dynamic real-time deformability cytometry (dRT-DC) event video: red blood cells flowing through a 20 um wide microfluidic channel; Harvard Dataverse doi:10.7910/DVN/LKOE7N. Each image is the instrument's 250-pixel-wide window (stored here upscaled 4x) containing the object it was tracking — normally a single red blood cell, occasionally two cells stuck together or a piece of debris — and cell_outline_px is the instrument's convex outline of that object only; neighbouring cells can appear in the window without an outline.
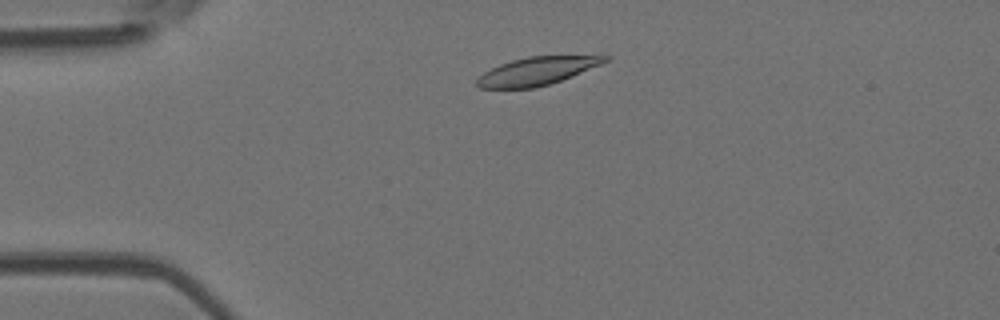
{"species": "Egyptian fruit bat (a non-hibernating species)", "species_latin": "Rousettus aegyptiacus", "temperature_condition": "room temperature", "stored_images_in_passage": 48, "camera_frame_rate_fps": 3000, "um_per_image_px": 0.085, "animal": {"sex": "female"}, "frame": {"image": 1, "passage_image": 7, "time_ms": 2.0, "image_size_px": [1000, 320], "cell_outline_px": [[612, 56], [608, 60], [600, 64], [560, 80], [536, 88], [480, 88], [476, 84], [476, 80], [484, 72], [500, 64], [512, 60], [528, 56]], "centroid_in_image_um": [45.59, 6.04], "position_along_channel_um": 39.4, "area_um2": 20.4}}
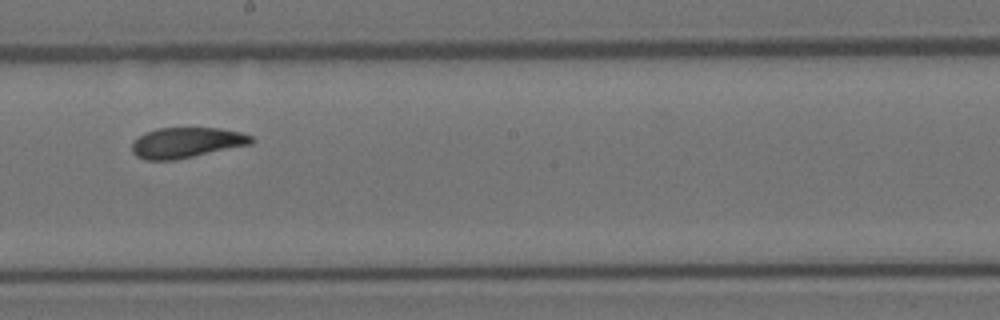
{"frame": {"image": 2, "passage_image": 25, "time_ms": 8.0, "image_size_px": [1000, 320], "cell_outline_px": [[256, 140], [252, 144], [172, 160], [144, 160], [136, 156], [132, 152], [132, 144], [144, 132], [156, 128], [220, 128], [240, 132], [252, 136]], "centroid_in_image_um": [15.85, 12.11], "position_along_channel_um": 232.3, "area_um2": 21.1}}
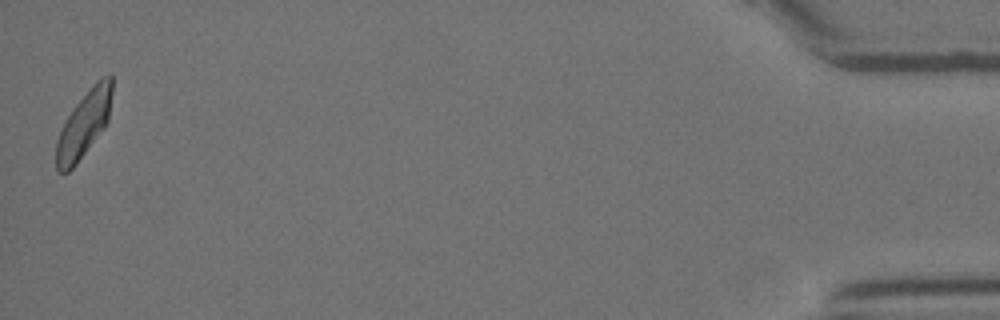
{"frame": {"image": 3, "passage_image": 48, "time_ms": 15.667, "image_size_px": [1000, 320], "cell_outline_px": [[112, 92], [108, 120], [104, 128], [76, 164], [68, 172], [56, 172], [56, 140], [60, 128], [72, 108], [96, 80], [112, 72]], "centroid_in_image_um": [7.12, 10.54], "position_along_channel_um": 428.1, "area_um2": 21.62}, "authors_computed_cell_mechanics": {"area_um2": 21.6461, "velocity_mm_per_s": 3.7473, "shape_relaxation_time_tau1_ms": 4.0395, "shape_relaxation_time_tau2_ms": 1.9145, "deformation_change_tau1": 0.1199, "deformation_change_tau2": 0.0681}}